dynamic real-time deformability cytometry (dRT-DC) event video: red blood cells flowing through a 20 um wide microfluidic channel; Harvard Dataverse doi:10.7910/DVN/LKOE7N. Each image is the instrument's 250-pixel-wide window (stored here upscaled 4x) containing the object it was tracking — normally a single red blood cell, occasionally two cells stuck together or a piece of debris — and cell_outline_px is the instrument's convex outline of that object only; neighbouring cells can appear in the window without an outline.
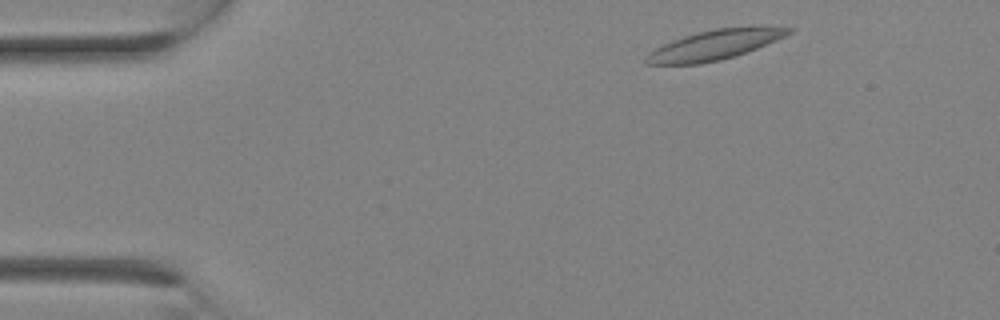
{"species": "Egyptian fruit bat (a non-hibernating species)", "species_latin": "Rousettus aegyptiacus", "temperature_condition": "room temperature", "stored_images_in_passage": 11, "camera_frame_rate_fps": 3000, "um_per_image_px": 0.085, "animal": {"sex": "female"}, "frame": {"image": 1, "passage_image": 2, "time_ms": 0.333, "image_size_px": [1000, 320], "cell_outline_px": [[796, 28], [792, 32], [776, 40], [756, 48], [720, 60], [700, 64], [644, 64], [644, 60], [656, 48], [664, 44], [684, 36], [716, 28]], "centroid_in_image_um": [60.68, 3.84], "position_along_channel_um": 24.3, "area_um2": 23.58}}
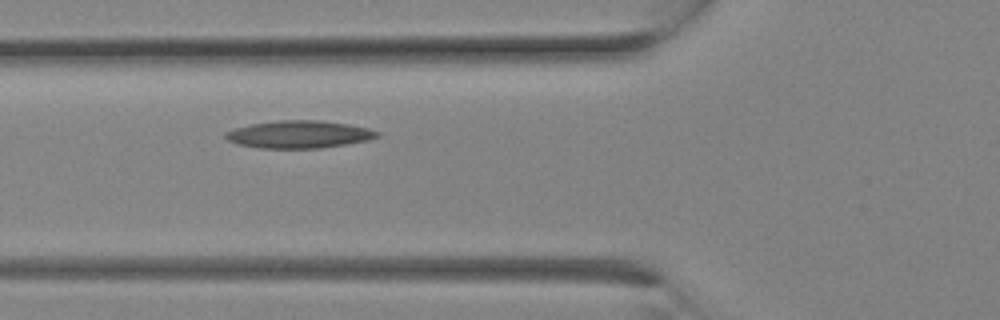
{"frame": {"image": 2, "passage_image": 8, "time_ms": 2.333, "image_size_px": [1000, 320], "cell_outline_px": [[380, 136], [368, 140], [320, 148], [260, 148], [236, 144], [228, 140], [224, 136], [224, 132], [236, 128], [252, 124], [280, 120], [320, 120], [348, 124], [368, 128], [380, 132]], "centroid_in_image_um": [25.42, 11.42], "position_along_channel_um": 100.4, "area_um2": 24.22}}
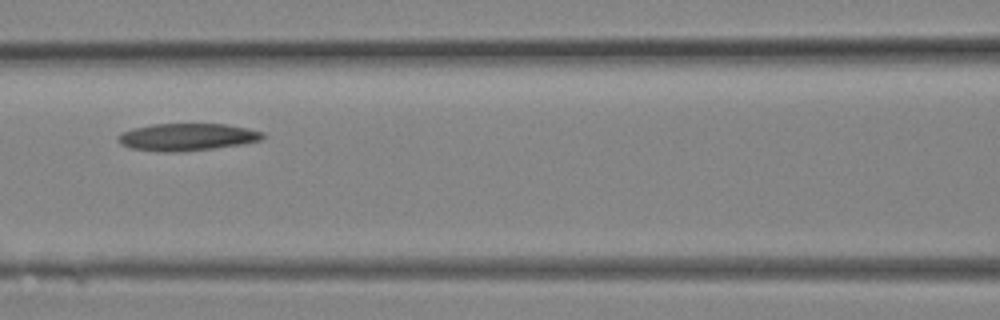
{"frame": {"image": 3, "passage_image": 10, "time_ms": 3.0, "image_size_px": [1000, 320], "cell_outline_px": [[264, 136], [260, 140], [244, 144], [180, 152], [164, 152], [128, 148], [120, 144], [116, 136], [120, 132], [152, 124], [224, 124], [248, 128], [264, 132]], "centroid_in_image_um": [15.87, 11.65], "position_along_channel_um": 150.7, "area_um2": 23.06}}